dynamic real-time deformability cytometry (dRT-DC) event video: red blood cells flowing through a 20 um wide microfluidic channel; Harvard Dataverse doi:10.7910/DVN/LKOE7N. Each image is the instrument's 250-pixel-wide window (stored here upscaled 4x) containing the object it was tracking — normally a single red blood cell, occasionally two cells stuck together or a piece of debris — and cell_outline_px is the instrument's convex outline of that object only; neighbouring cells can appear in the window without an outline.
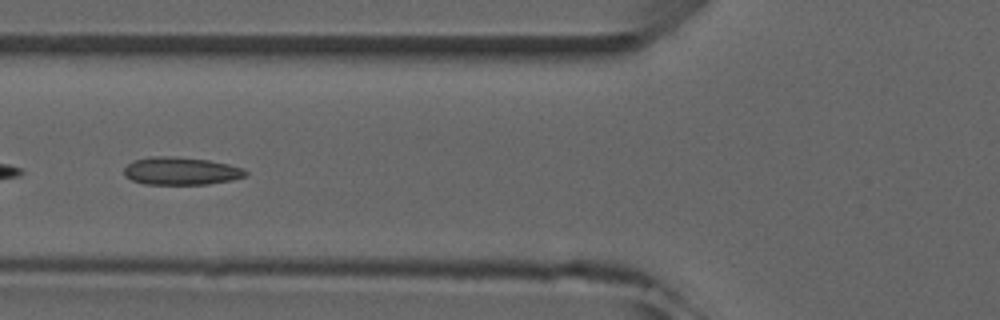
{"species": "common noctule bat (a hibernating species)", "species_latin": "Nyctalus noctula", "temperature_condition": "room temperature", "stored_images_in_passage": 4, "camera_frame_rate_fps": 3000, "um_per_image_px": 0.085, "animal": {"sex": "male", "forearm_length_mm": 52.5}, "frame": {"image": 1, "passage_image": 3, "time_ms": 2.333, "image_size_px": [1000, 320], "cell_outline_px": [[248, 172], [244, 176], [232, 180], [208, 184], [144, 184], [132, 180], [124, 176], [124, 168], [128, 164], [136, 160], [152, 156], [176, 156], [208, 160], [228, 164], [244, 168]], "centroid_in_image_um": [15.38, 14.53], "position_along_channel_um": 110.4, "area_um2": 19.65}}
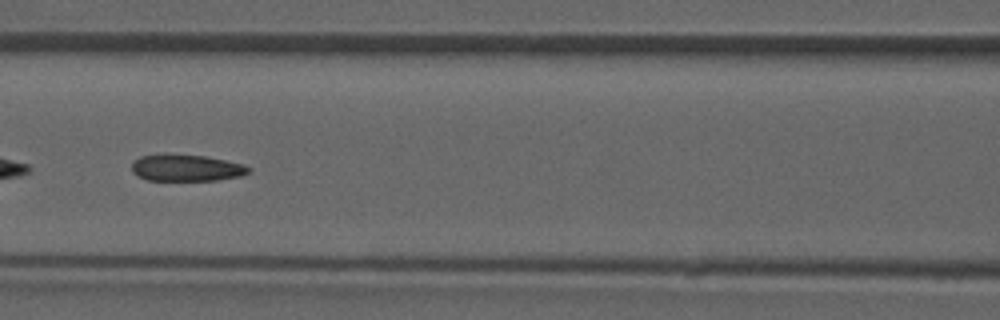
{"frame": {"image": 2, "passage_image": 4, "time_ms": 3.333, "image_size_px": [1000, 320], "cell_outline_px": [[252, 172], [240, 176], [216, 180], [148, 180], [136, 176], [132, 172], [132, 164], [140, 156], [164, 152], [204, 156], [244, 164], [252, 168]], "centroid_in_image_um": [15.82, 14.25], "position_along_channel_um": 150.8, "area_um2": 18.55}}